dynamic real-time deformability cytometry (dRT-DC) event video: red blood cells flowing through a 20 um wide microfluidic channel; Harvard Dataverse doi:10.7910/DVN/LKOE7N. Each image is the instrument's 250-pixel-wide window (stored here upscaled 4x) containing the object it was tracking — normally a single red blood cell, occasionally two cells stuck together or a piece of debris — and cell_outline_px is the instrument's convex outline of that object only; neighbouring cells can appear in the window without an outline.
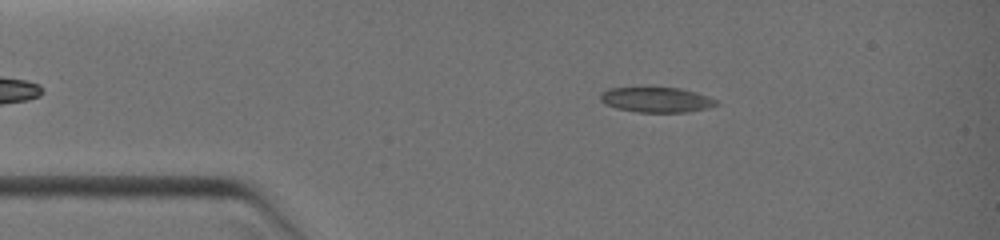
{"species": "common noctule bat (a hibernating species)", "species_latin": "Nyctalus noctula", "temperature_condition": "warm", "stored_images_in_passage": 10, "camera_frame_rate_fps": 3000, "um_per_image_px": 0.085, "animal": {"sex": "female", "body_mass_g": 19.0, "forearm_length_mm": 51.5}, "frame": {"image": 1, "passage_image": 6, "time_ms": 1.667, "image_size_px": [1000, 240], "cell_outline_px": [[716, 104], [708, 108], [684, 112], [636, 112], [616, 108], [600, 100], [600, 96], [608, 88], [680, 88], [708, 96], [716, 100]], "centroid_in_image_um": [55.79, 8.48], "position_along_channel_um": 29.2, "area_um2": 16.59}}